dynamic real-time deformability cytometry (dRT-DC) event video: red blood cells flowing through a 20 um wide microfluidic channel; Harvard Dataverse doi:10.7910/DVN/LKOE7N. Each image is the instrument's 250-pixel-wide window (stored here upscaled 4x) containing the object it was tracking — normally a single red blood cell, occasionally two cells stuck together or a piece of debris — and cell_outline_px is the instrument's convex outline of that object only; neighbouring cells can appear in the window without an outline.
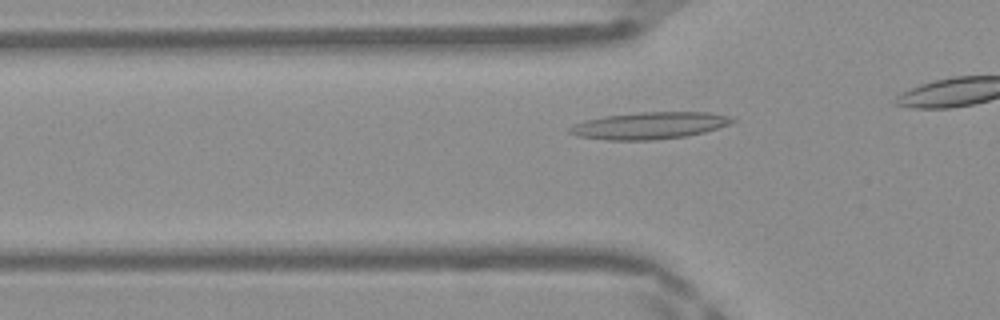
{"species": "Egyptian fruit bat (a non-hibernating species)", "species_latin": "Rousettus aegyptiacus", "temperature_condition": "warm", "stored_images_in_passage": 33, "camera_frame_rate_fps": 3000, "um_per_image_px": 0.085, "frame": {"image": 1, "passage_image": 5, "time_ms": 1.333, "image_size_px": [1000, 320], "cell_outline_px": [[736, 120], [728, 124], [704, 132], [684, 136], [652, 140], [608, 140], [576, 136], [568, 132], [568, 128], [584, 120], [604, 116], [640, 112], [708, 112], [728, 116]], "centroid_in_image_um": [55.15, 10.67], "position_along_channel_um": 70.6, "area_um2": 25.32}}
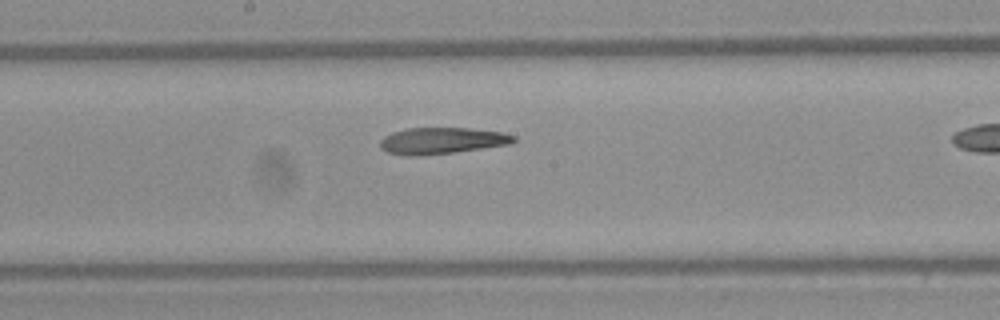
{"frame": {"image": 2, "passage_image": 15, "time_ms": 4.667, "image_size_px": [1000, 320], "cell_outline_px": [[516, 140], [512, 144], [452, 152], [416, 156], [408, 156], [388, 152], [380, 148], [380, 140], [384, 136], [392, 132], [408, 128], [468, 128], [500, 132], [516, 136]], "centroid_in_image_um": [37.54, 11.96], "position_along_channel_um": 210.7, "area_um2": 20.46}}
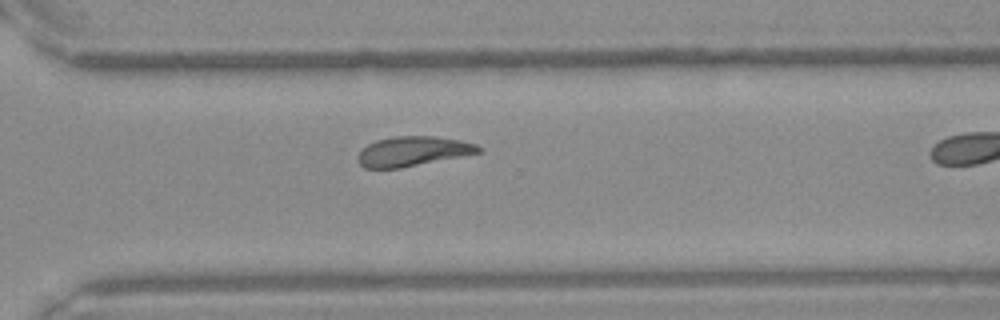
{"frame": {"image": 3, "passage_image": 24, "time_ms": 7.667, "image_size_px": [1000, 320], "cell_outline_px": [[484, 152], [400, 168], [364, 168], [360, 164], [356, 156], [368, 144], [376, 140], [392, 136], [436, 136], [460, 140], [476, 144], [484, 148]], "centroid_in_image_um": [35.14, 12.85], "position_along_channel_um": 335.5, "area_um2": 21.04}, "authors_computed_cell_mechanics": {"area_um2": 21.5594, "velocity_mm_per_s": 4.1707, "shape_relaxation_time_tau1_ms": null, "shape_relaxation_time_tau2_ms": 10.3428, "deformation_change_tau1": null, "deformation_change_tau2": 0.207}}